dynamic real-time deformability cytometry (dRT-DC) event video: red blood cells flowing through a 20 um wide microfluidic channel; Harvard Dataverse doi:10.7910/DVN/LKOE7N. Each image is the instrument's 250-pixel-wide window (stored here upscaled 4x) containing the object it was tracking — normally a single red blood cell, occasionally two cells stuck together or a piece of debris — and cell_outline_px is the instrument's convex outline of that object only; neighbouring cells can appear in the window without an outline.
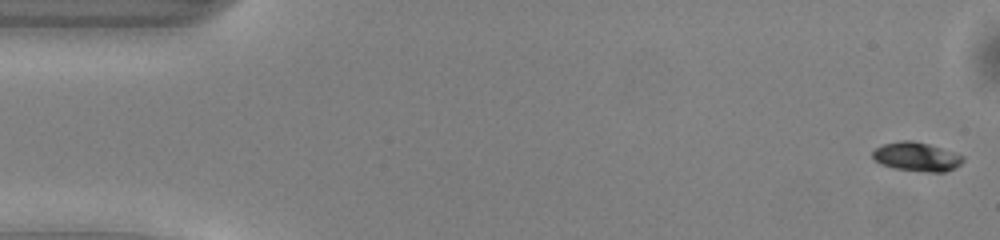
{"species": "common noctule bat (a hibernating species)", "species_latin": "Nyctalus noctula", "temperature_condition": "warm", "stored_images_in_passage": 50, "camera_frame_rate_fps": 3000, "um_per_image_px": 0.085, "animal": {"sex": "male", "body_mass_g": 13.0, "forearm_length_mm": 53.1}, "frame": {"image": 1, "passage_image": 1, "time_ms": 0.0, "image_size_px": [1000, 240], "cell_outline_px": [[964, 160], [956, 168], [944, 172], [928, 172], [892, 168], [880, 164], [872, 156], [872, 152], [876, 148], [884, 144], [900, 140], [912, 140], [928, 144], [964, 156]], "centroid_in_image_um": [77.9, 13.33], "position_along_channel_um": 7.1, "area_um2": 15.2}}
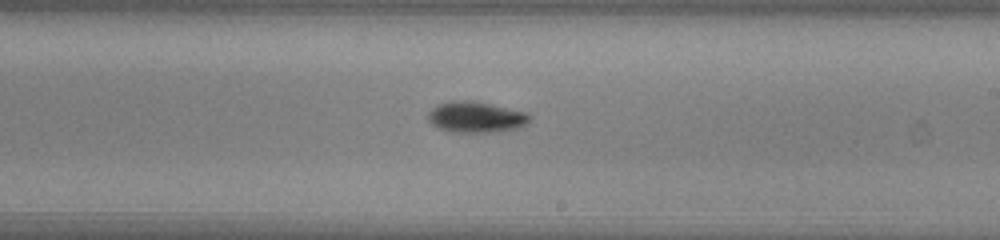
{"frame": {"image": 2, "passage_image": 29, "time_ms": 9.333, "image_size_px": [1000, 240], "cell_outline_px": [[532, 116], [528, 124], [520, 128], [488, 132], [452, 132], [440, 128], [432, 124], [428, 120], [428, 112], [436, 104], [448, 100], [472, 100], [524, 112]], "centroid_in_image_um": [40.43, 9.94], "position_along_channel_um": 248.6, "area_um2": 18.38}}
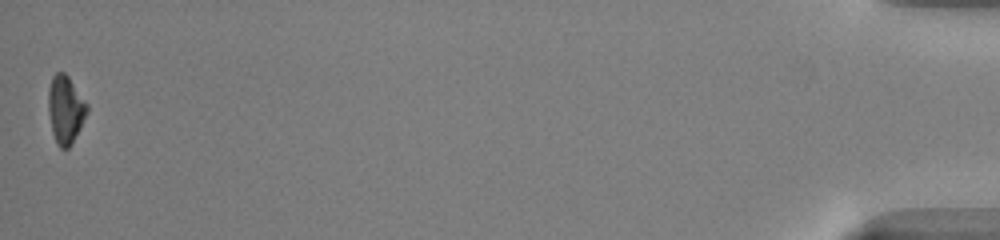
{"frame": {"image": 3, "passage_image": 50, "time_ms": 16.333, "image_size_px": [1000, 240], "cell_outline_px": [[88, 112], [72, 144], [68, 148], [60, 148], [56, 144], [52, 132], [48, 112], [48, 88], [52, 76], [56, 72], [64, 72], [68, 76], [88, 104]], "centroid_in_image_um": [5.56, 9.31], "position_along_channel_um": 429.6, "area_um2": 15.49}, "authors_computed_cell_mechanics": {"area_um2": 15.6638, "velocity_mm_per_s": 4.0742, "shape_relaxation_time_tau1_ms": 1.7475, "shape_relaxation_time_tau2_ms": null, "deformation_change_tau1": 0.1144, "deformation_change_tau2": null}}